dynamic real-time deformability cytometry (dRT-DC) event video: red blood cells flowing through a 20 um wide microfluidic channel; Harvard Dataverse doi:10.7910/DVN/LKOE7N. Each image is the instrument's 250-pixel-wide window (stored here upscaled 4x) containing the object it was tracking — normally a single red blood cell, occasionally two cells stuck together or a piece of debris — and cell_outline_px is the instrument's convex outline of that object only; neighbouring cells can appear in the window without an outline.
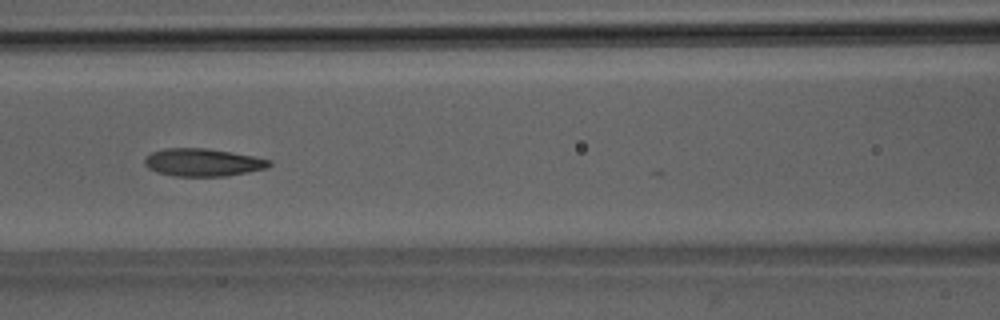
{"species": "Egyptian fruit bat (a non-hibernating species)", "species_latin": "Rousettus aegyptiacus", "temperature_condition": "room temperature", "stored_images_in_passage": 7, "camera_frame_rate_fps": 3000, "um_per_image_px": 0.085, "animal": {"sex": "male"}, "frame": {"image": 1, "passage_image": 6, "time_ms": 6.667, "image_size_px": [1000, 320], "cell_outline_px": [[272, 164], [268, 168], [228, 176], [172, 176], [156, 172], [148, 168], [144, 164], [144, 160], [152, 152], [164, 148], [208, 148], [232, 152], [272, 160]], "centroid_in_image_um": [17.25, 13.81], "position_along_channel_um": 149.3, "area_um2": 20.29}}